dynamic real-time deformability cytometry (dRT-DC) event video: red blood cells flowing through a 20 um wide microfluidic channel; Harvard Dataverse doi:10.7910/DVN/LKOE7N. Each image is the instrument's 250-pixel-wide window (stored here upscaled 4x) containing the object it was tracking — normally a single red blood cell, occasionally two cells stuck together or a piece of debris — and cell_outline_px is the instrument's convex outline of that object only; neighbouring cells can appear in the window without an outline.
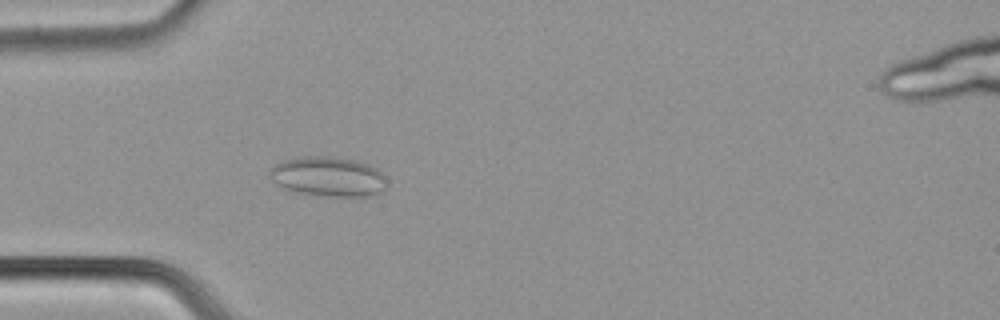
{"species": "common noctule bat (a hibernating species)", "species_latin": "Nyctalus noctula", "temperature_condition": "cold", "stored_images_in_passage": 51, "camera_frame_rate_fps": 3000, "um_per_image_px": 0.085, "animal": {"sex": "male", "body_mass_g": 21.5, "forearm_length_mm": 52.0}, "frame": {"image": 1, "passage_image": 13, "time_ms": 4.0, "image_size_px": [1000, 320], "cell_outline_px": [[388, 180], [384, 188], [376, 196], [328, 196], [296, 192], [284, 188], [276, 184], [268, 176], [268, 172], [276, 164], [284, 160], [304, 156], [328, 156], [356, 160], [376, 168]], "centroid_in_image_um": [27.9, 15.01], "position_along_channel_um": 57.1, "area_um2": 27.17}}
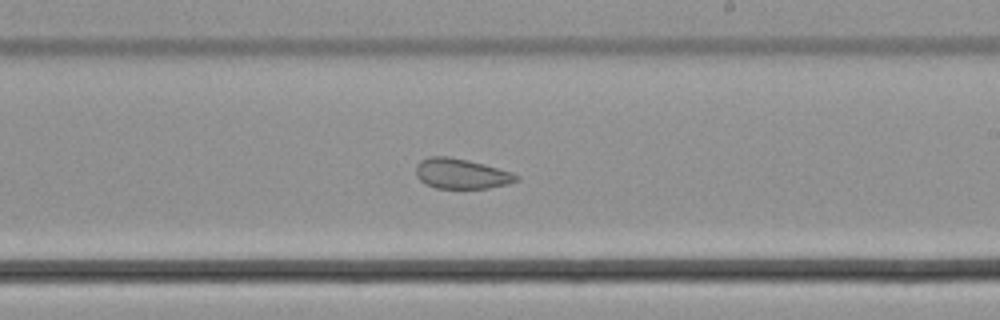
{"frame": {"image": 2, "passage_image": 29, "time_ms": 9.333, "image_size_px": [1000, 320], "cell_outline_px": [[520, 180], [508, 184], [488, 188], [436, 188], [424, 184], [416, 176], [416, 164], [420, 160], [428, 156], [448, 156], [468, 160], [512, 172], [520, 176]], "centroid_in_image_um": [39.19, 14.76], "position_along_channel_um": 249.8, "area_um2": 17.8}}
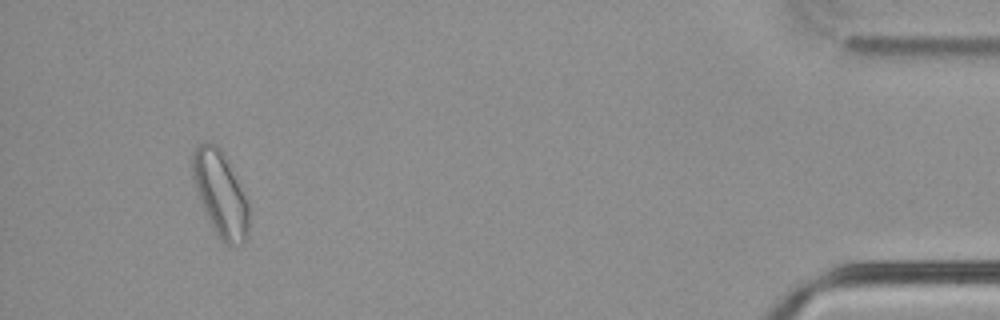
{"frame": {"image": 3, "passage_image": 48, "time_ms": 15.667, "image_size_px": [1000, 320], "cell_outline_px": [[248, 232], [244, 244], [232, 248], [224, 244], [216, 232], [204, 208], [196, 188], [192, 176], [192, 152], [200, 144], [212, 144], [220, 148], [224, 152], [248, 204]], "centroid_in_image_um": [18.75, 16.52], "position_along_channel_um": 416.4, "area_um2": 27.28}, "authors_computed_cell_mechanics": {"area_um2": 22.8888, "velocity_mm_per_s": 3.7495, "shape_relaxation_time_tau1_ms": null, "shape_relaxation_time_tau2_ms": 1.9503, "deformation_change_tau1": null, "deformation_change_tau2": 0.0861}}